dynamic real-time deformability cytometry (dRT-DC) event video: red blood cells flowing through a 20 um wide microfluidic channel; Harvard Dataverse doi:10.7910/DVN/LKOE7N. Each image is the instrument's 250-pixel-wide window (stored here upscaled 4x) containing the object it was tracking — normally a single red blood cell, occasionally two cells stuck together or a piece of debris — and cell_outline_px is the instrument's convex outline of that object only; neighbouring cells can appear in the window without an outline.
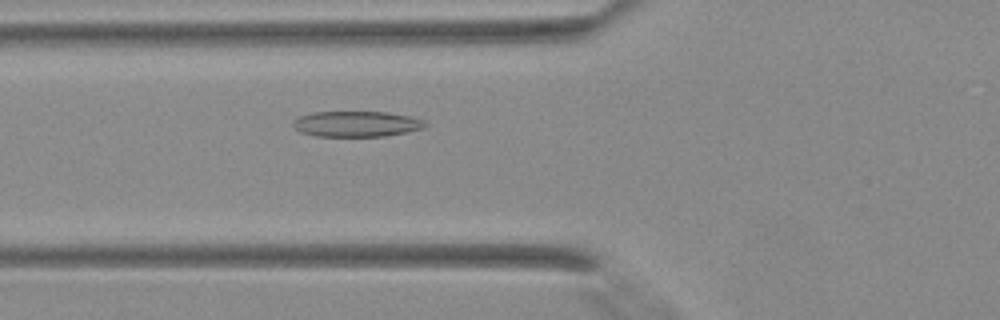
{"species": "Egyptian fruit bat (a non-hibernating species)", "species_latin": "Rousettus aegyptiacus", "temperature_condition": "warm", "stored_images_in_passage": 30, "camera_frame_rate_fps": 3000, "um_per_image_px": 0.085, "animal": {"sex": "female"}, "frame": {"image": 1, "passage_image": 5, "time_ms": 1.333, "image_size_px": [1000, 320], "cell_outline_px": [[428, 124], [424, 128], [408, 132], [384, 136], [316, 136], [300, 132], [292, 128], [292, 120], [300, 116], [312, 112], [388, 112], [412, 116], [424, 120]], "centroid_in_image_um": [30.3, 10.53], "position_along_channel_um": 95.5, "area_um2": 20.0}}
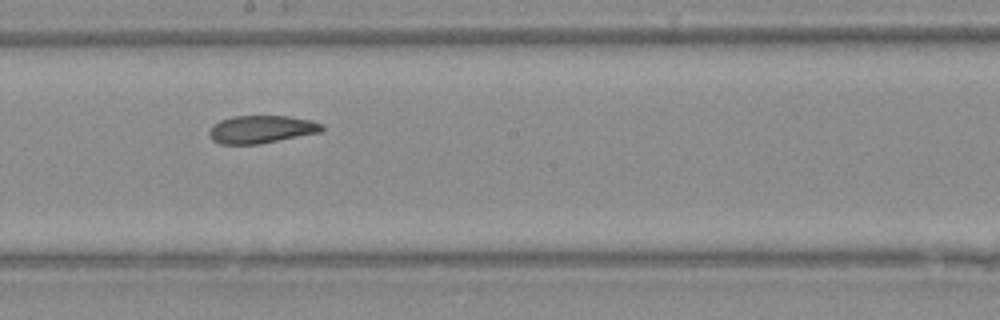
{"frame": {"image": 2, "passage_image": 13, "time_ms": 4.0, "image_size_px": [1000, 320], "cell_outline_px": [[324, 128], [320, 132], [260, 144], [220, 144], [212, 140], [208, 132], [212, 124], [220, 120], [232, 116], [292, 116], [312, 120], [324, 124]], "centroid_in_image_um": [22.21, 10.98], "position_along_channel_um": 226.0, "area_um2": 18.44}}
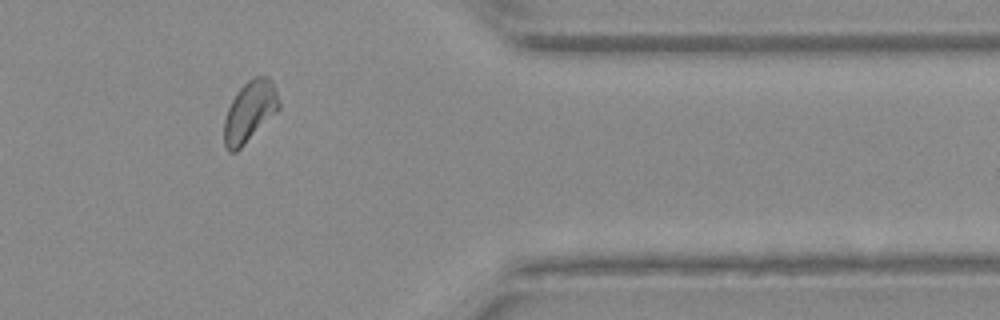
{"frame": {"image": 3, "passage_image": 24, "time_ms": 7.667, "image_size_px": [1000, 320], "cell_outline_px": [[280, 108], [236, 152], [228, 152], [224, 144], [224, 120], [228, 108], [236, 92], [248, 80], [256, 76], [268, 76], [272, 80], [280, 104]], "centroid_in_image_um": [21.21, 9.47], "position_along_channel_um": 390.2, "area_um2": 19.19}}